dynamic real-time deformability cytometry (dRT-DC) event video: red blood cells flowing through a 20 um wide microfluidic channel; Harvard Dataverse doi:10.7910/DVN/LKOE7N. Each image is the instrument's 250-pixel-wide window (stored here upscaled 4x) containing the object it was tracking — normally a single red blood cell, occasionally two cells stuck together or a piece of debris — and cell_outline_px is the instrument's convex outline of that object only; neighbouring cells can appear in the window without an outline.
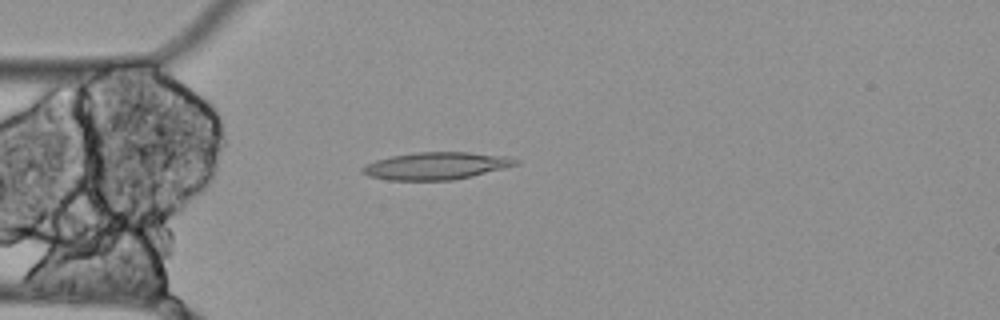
{"species": "Egyptian fruit bat (a non-hibernating species)", "species_latin": "Rousettus aegyptiacus", "temperature_condition": "cold", "stored_images_in_passage": 53, "camera_frame_rate_fps": 3000, "um_per_image_px": 0.085, "animal": {"sex": "female"}, "frame": {"image": 1, "passage_image": 12, "time_ms": 3.667, "image_size_px": [1000, 320], "cell_outline_px": [[520, 164], [472, 176], [452, 180], [388, 180], [368, 176], [360, 172], [360, 168], [364, 164], [376, 160], [392, 156], [416, 152], [468, 152], [508, 156], [520, 160]], "centroid_in_image_um": [37.06, 14.09], "position_along_channel_um": 47.9, "area_um2": 24.57}}
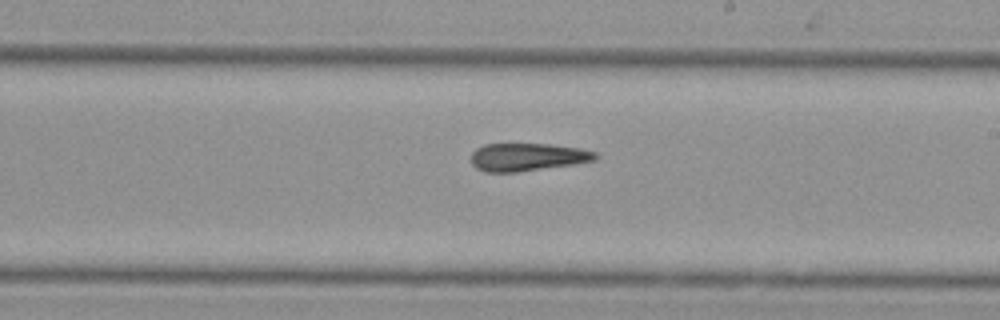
{"frame": {"image": 2, "passage_image": 29, "time_ms": 9.333, "image_size_px": [1000, 320], "cell_outline_px": [[600, 156], [596, 160], [576, 164], [516, 172], [484, 172], [476, 168], [472, 164], [472, 152], [476, 148], [484, 144], [548, 144], [580, 148], [596, 152]], "centroid_in_image_um": [44.86, 13.35], "position_along_channel_um": 244.1, "area_um2": 20.29}}
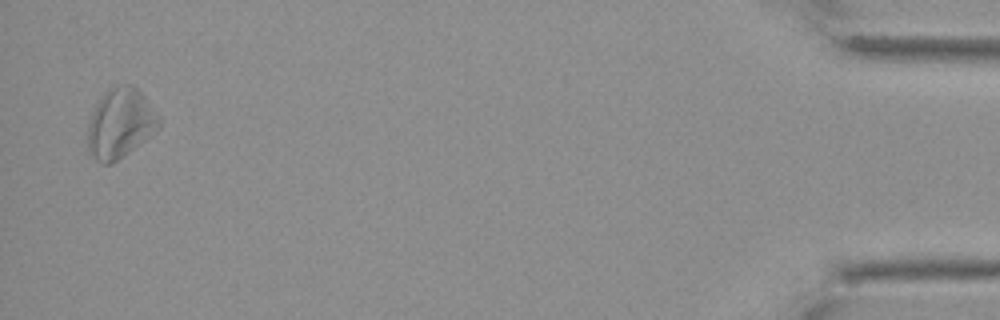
{"frame": {"image": 3, "passage_image": 52, "time_ms": 17.0, "image_size_px": [1000, 320], "cell_outline_px": [[160, 128], [156, 132], [112, 164], [100, 164], [88, 152], [88, 124], [92, 112], [100, 96], [108, 88], [120, 84], [132, 84], [144, 96], [160, 116]], "centroid_in_image_um": [10.22, 10.48], "position_along_channel_um": 425.0, "area_um2": 29.19}, "authors_computed_cell_mechanics": {"area_um2": 22.542, "velocity_mm_per_s": 3.4757, "shape_relaxation_time_tau1_ms": null, "shape_relaxation_time_tau2_ms": 9.072, "deformation_change_tau1": null, "deformation_change_tau2": 0.2475}}